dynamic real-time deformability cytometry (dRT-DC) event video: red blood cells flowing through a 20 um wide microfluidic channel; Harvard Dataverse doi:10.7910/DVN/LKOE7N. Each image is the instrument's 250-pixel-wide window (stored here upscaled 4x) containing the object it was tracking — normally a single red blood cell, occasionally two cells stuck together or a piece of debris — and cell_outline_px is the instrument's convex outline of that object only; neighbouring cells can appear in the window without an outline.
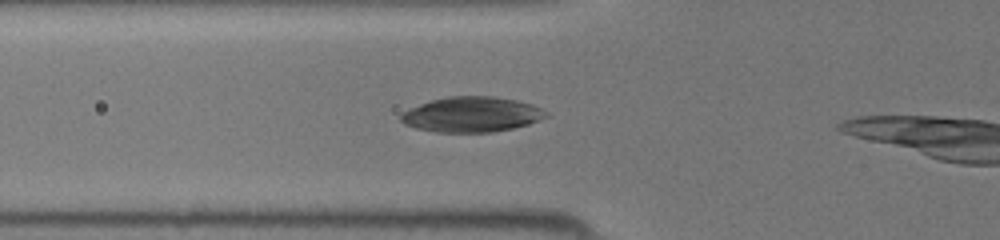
{"species": "common noctule bat (a hibernating species)", "species_latin": "Nyctalus noctula", "temperature_condition": "room temperature", "stored_images_in_passage": 14, "camera_frame_rate_fps": 3000, "um_per_image_px": 0.085, "animal": {"sex": "female", "body_mass_g": 19.5, "forearm_length_mm": 54.1}, "frame": {"image": 1, "passage_image": 7, "time_ms": 2.0, "image_size_px": [1000, 240], "cell_outline_px": [[548, 116], [540, 120], [528, 124], [512, 128], [492, 132], [436, 132], [416, 128], [404, 124], [400, 120], [400, 112], [408, 108], [432, 100], [448, 96], [492, 96], [516, 100], [532, 104], [548, 112]], "centroid_in_image_um": [40.07, 9.73], "position_along_channel_um": 85.7, "area_um2": 29.88}}
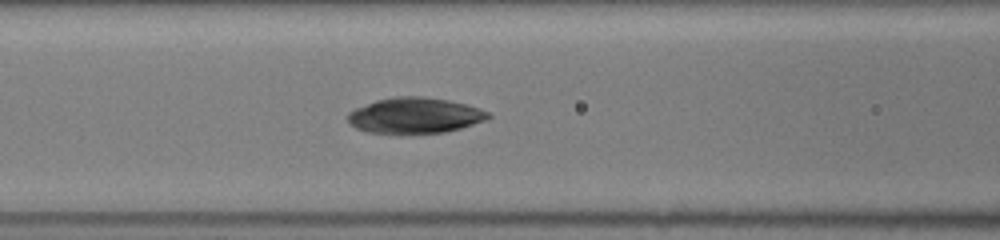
{"frame": {"image": 2, "passage_image": 10, "time_ms": 3.0, "image_size_px": [1000, 240], "cell_outline_px": [[492, 116], [488, 120], [460, 128], [444, 132], [412, 136], [396, 136], [368, 132], [356, 128], [348, 124], [348, 112], [356, 108], [376, 100], [396, 96], [424, 96], [448, 100], [468, 104], [488, 112]], "centroid_in_image_um": [35.24, 9.86], "position_along_channel_um": 131.4, "area_um2": 30.29}}
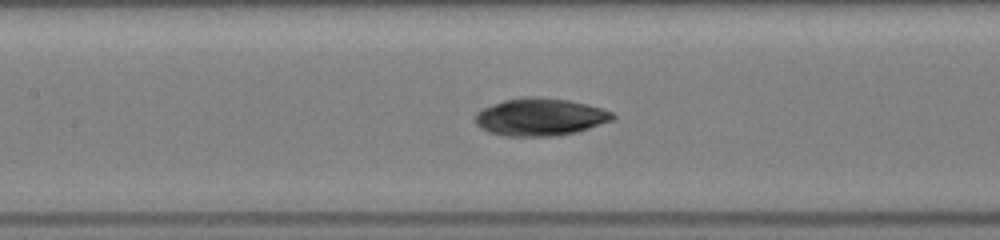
{"frame": {"image": 3, "passage_image": 12, "time_ms": 3.667, "image_size_px": [1000, 240], "cell_outline_px": [[616, 116], [612, 120], [576, 132], [556, 136], [504, 136], [488, 132], [480, 128], [476, 124], [476, 112], [484, 108], [504, 100], [524, 96], [540, 96], [568, 100], [588, 104], [612, 112]], "centroid_in_image_um": [45.9, 9.94], "position_along_channel_um": 161.5, "area_um2": 30.06}}